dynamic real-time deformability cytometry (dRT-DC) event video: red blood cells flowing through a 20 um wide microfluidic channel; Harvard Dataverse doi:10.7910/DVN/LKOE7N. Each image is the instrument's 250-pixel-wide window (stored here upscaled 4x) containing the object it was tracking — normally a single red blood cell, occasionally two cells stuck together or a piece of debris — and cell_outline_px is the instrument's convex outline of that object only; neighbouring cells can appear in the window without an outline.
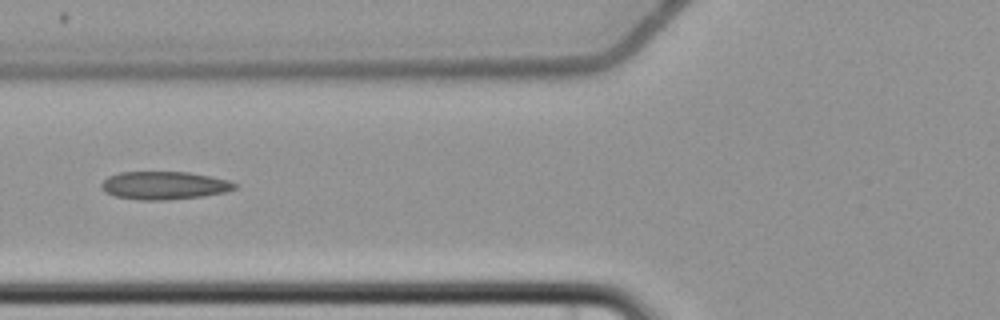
{"species": "common noctule bat (a hibernating species)", "species_latin": "Nyctalus noctula", "temperature_condition": "cold", "stored_images_in_passage": 8, "camera_frame_rate_fps": 3000, "um_per_image_px": 0.085, "animal": {"sex": "female", "body_mass_g": 22.7, "forearm_length_mm": 54.2}, "frame": {"image": 1, "passage_image": 6, "time_ms": 6.333, "image_size_px": [1000, 320], "cell_outline_px": [[240, 184], [236, 188], [228, 192], [204, 196], [168, 200], [140, 200], [116, 196], [104, 192], [100, 188], [100, 184], [108, 176], [120, 172], [188, 172], [212, 176], [228, 180]], "centroid_in_image_um": [13.99, 15.76], "position_along_channel_um": 111.8, "area_um2": 22.08}}
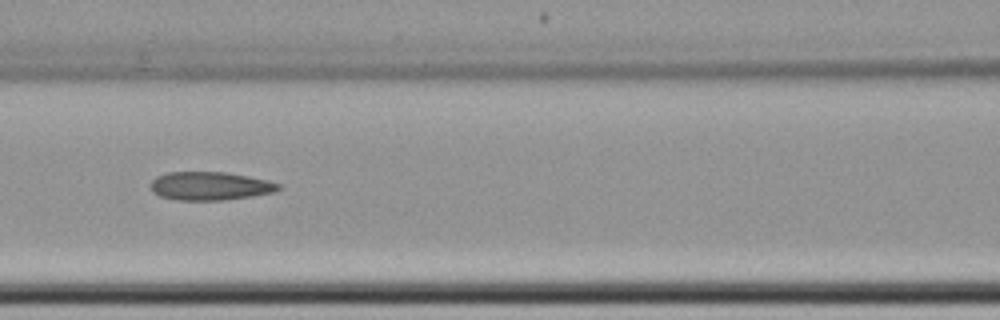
{"frame": {"image": 2, "passage_image": 7, "time_ms": 7.333, "image_size_px": [1000, 320], "cell_outline_px": [[284, 188], [272, 192], [252, 196], [224, 200], [176, 200], [160, 196], [152, 192], [152, 180], [156, 176], [168, 172], [224, 172], [248, 176], [268, 180], [280, 184]], "centroid_in_image_um": [17.87, 15.81], "position_along_channel_um": 148.7, "area_um2": 21.15}}
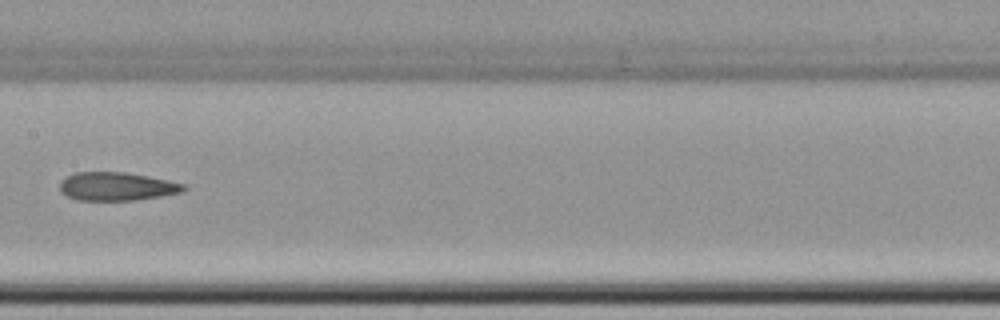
{"frame": {"image": 3, "passage_image": 8, "time_ms": 8.667, "image_size_px": [1000, 320], "cell_outline_px": [[188, 188], [184, 192], [160, 196], [132, 200], [76, 200], [60, 192], [60, 180], [64, 176], [76, 172], [124, 172], [168, 180], [184, 184]], "centroid_in_image_um": [9.9, 15.84], "position_along_channel_um": 197.5, "area_um2": 20.52}}